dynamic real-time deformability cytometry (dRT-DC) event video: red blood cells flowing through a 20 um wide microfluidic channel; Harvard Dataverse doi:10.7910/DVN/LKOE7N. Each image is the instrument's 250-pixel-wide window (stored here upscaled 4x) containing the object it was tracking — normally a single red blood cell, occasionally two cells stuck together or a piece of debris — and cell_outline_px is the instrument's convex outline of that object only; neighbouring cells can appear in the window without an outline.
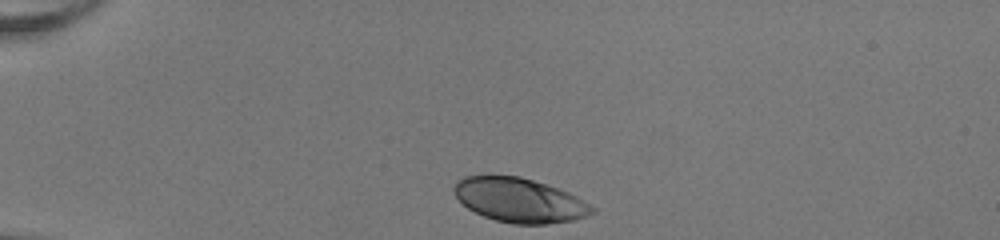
{"species": "human", "species_latin": "Homo sapiens", "temperature_condition": "room temperature", "stored_images_in_passage": 32, "camera_frame_rate_fps": 3000, "um_per_image_px": 0.085, "donor": {"sex": "female"}, "frame": {"image": 1, "passage_image": 1, "time_ms": 0.0, "image_size_px": [1000, 240], "cell_outline_px": [[596, 212], [572, 220], [548, 224], [512, 224], [496, 220], [484, 216], [468, 208], [452, 192], [452, 188], [456, 180], [464, 176], [520, 176], [568, 192], [584, 200], [596, 208]], "centroid_in_image_um": [44.14, 17.02], "position_along_channel_um": 40.9, "area_um2": 35.43}}
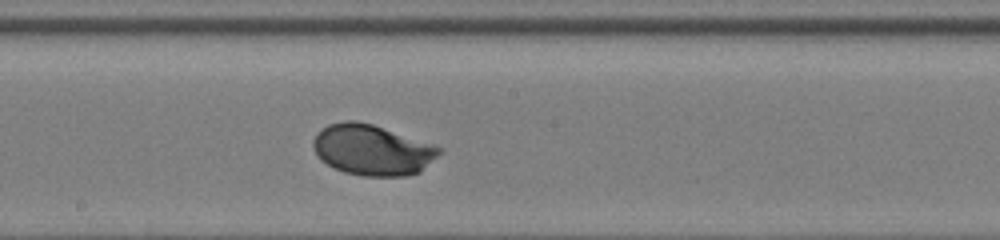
{"frame": {"image": 2, "passage_image": 18, "time_ms": 5.667, "image_size_px": [1000, 240], "cell_outline_px": [[444, 148], [420, 172], [404, 176], [364, 176], [344, 172], [320, 160], [312, 144], [312, 140], [328, 124], [344, 120], [356, 120], [372, 124]], "centroid_in_image_um": [31.63, 12.74], "position_along_channel_um": 216.6, "area_um2": 36.82}}
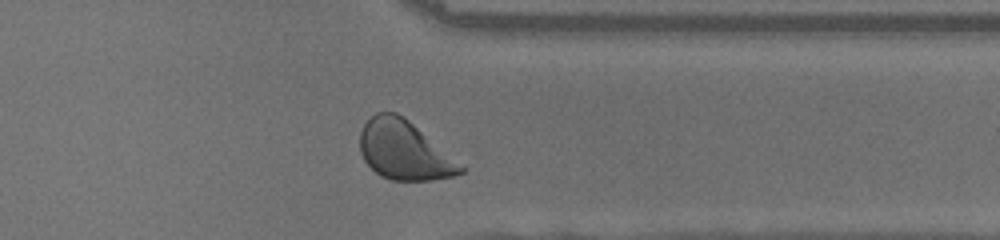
{"frame": {"image": 3, "passage_image": 30, "time_ms": 9.667, "image_size_px": [1000, 240], "cell_outline_px": [[464, 172], [452, 176], [432, 180], [392, 180], [380, 176], [364, 160], [360, 152], [360, 132], [364, 124], [376, 112], [396, 112], [408, 120], [464, 164]], "centroid_in_image_um": [34.38, 12.78], "position_along_channel_um": 377.0, "area_um2": 34.56}, "authors_computed_cell_mechanics": {"area_um2": 35.836, "velocity_mm_per_s": 4.0239, "shape_relaxation_time_tau1_ms": 1.8907, "shape_relaxation_time_tau2_ms": null, "deformation_change_tau1": 0.1412, "deformation_change_tau2": null}}